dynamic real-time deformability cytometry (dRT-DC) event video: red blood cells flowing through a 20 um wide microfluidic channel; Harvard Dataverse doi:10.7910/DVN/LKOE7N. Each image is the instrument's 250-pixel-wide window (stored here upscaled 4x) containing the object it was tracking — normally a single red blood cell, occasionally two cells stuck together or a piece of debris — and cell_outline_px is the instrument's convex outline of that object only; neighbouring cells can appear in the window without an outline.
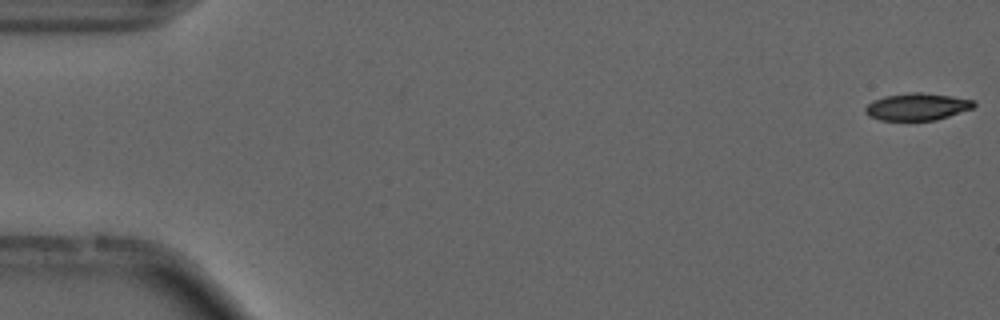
{"species": "common noctule bat (a hibernating species)", "species_latin": "Nyctalus noctula", "temperature_condition": "cold", "stored_images_in_passage": 13, "camera_frame_rate_fps": 3000, "um_per_image_px": 0.085, "animal": {"sex": "male", "forearm_length_mm": 52.5}, "frame": {"image": 1, "passage_image": 1, "time_ms": 0.0, "image_size_px": [1000, 320], "cell_outline_px": [[976, 104], [972, 108], [936, 120], [880, 120], [868, 116], [864, 112], [864, 108], [872, 100], [884, 96], [912, 92], [920, 92], [952, 96], [976, 100]], "centroid_in_image_um": [77.93, 9.06], "position_along_channel_um": 7.1, "area_um2": 17.22}}